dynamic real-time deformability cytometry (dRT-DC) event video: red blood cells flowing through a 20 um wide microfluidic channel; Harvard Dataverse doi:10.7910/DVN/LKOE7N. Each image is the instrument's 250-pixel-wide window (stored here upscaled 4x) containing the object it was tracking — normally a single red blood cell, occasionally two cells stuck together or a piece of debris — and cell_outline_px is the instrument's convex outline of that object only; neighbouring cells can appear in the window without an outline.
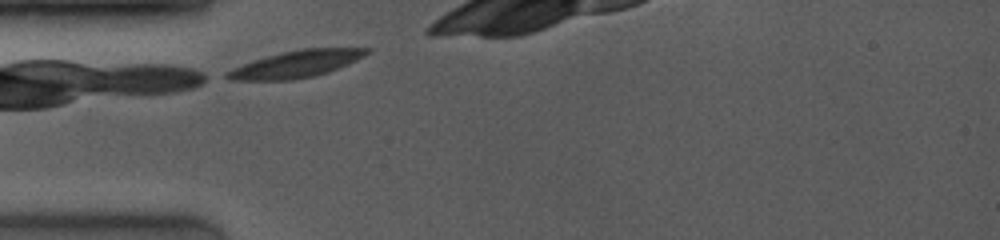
{"species": "common noctule bat (a hibernating species)", "species_latin": "Nyctalus noctula", "temperature_condition": "room temperature", "stored_images_in_passage": 52, "camera_frame_rate_fps": 4000, "um_per_image_px": 0.085, "animal": {"sex": "female", "body_mass_g": 19.0, "forearm_length_mm": 53.3}, "frame": {"image": 1, "passage_image": 1, "time_ms": 0.0, "image_size_px": [1000, 240], "cell_outline_px": [[372, 48], [364, 56], [356, 60], [328, 72], [312, 76], [292, 80], [228, 80], [220, 76], [224, 72], [232, 68], [268, 56], [300, 48]], "centroid_in_image_um": [25.12, 5.45], "position_along_channel_um": 59.9, "area_um2": 21.73}, "authors_computed_cell_mechanics": {"area_um2": 21.8195, "velocity_mm_per_s": 3.9172, "shape_relaxation_time_tau1_ms": 0.7009, "shape_relaxation_time_tau2_ms": null, "deformation_change_tau1": 0.0813, "deformation_change_tau2": null}}